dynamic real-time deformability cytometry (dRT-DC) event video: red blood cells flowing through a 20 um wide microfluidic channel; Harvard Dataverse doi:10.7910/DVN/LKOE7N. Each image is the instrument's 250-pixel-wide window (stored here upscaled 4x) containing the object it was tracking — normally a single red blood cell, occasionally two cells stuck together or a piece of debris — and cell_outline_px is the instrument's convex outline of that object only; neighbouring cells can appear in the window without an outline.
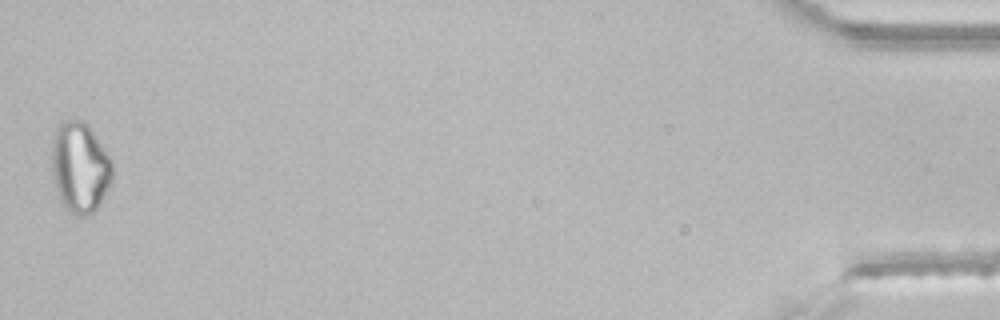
{"species": "common noctule bat (a hibernating species)", "species_latin": "Nyctalus noctula", "temperature_condition": "room temperature", "stored_images_in_passage": 46, "segment_of_instrument_passage": [2, 2], "camera_frame_rate_fps": 3000, "um_per_image_px": 0.085, "animal": {"sex": "male", "body_mass_g": 21.5, "forearm_length_mm": 52.0}, "frame": {"image": 1, "passage_image": 46, "time_ms": 15.0, "image_size_px": [1000, 320], "cell_outline_px": [[112, 180], [100, 204], [88, 216], [80, 216], [68, 212], [64, 208], [60, 200], [52, 180], [52, 136], [60, 120], [84, 120], [88, 124], [112, 160]], "centroid_in_image_um": [6.77, 14.22], "position_along_channel_um": 428.4, "area_um2": 32.48}}